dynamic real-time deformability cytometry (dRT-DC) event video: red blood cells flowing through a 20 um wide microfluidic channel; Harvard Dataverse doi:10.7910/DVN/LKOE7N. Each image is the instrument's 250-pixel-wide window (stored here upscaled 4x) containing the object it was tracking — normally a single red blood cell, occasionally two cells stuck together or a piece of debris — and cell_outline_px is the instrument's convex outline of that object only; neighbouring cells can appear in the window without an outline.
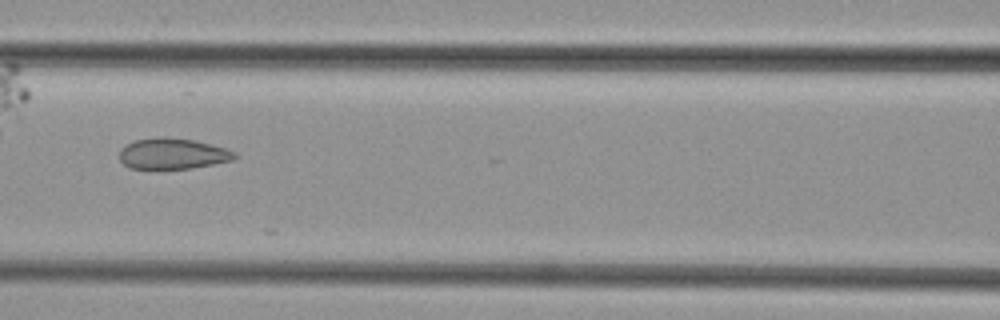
{"species": "common noctule bat (a hibernating species)", "species_latin": "Nyctalus noctula", "temperature_condition": "cold", "stored_images_in_passage": 25, "camera_frame_rate_fps": 3000, "um_per_image_px": 0.085, "animal": {"sex": "female", "body_mass_g": 29.2, "forearm_length_mm": 56.3}, "frame": {"image": 1, "passage_image": 7, "time_ms": 2.0, "image_size_px": [1000, 320], "cell_outline_px": [[236, 156], [232, 160], [192, 168], [128, 168], [120, 160], [120, 148], [136, 140], [160, 136], [164, 136], [196, 140], [228, 148], [236, 152]], "centroid_in_image_um": [14.69, 13.04], "position_along_channel_um": 151.9, "area_um2": 20.75}}
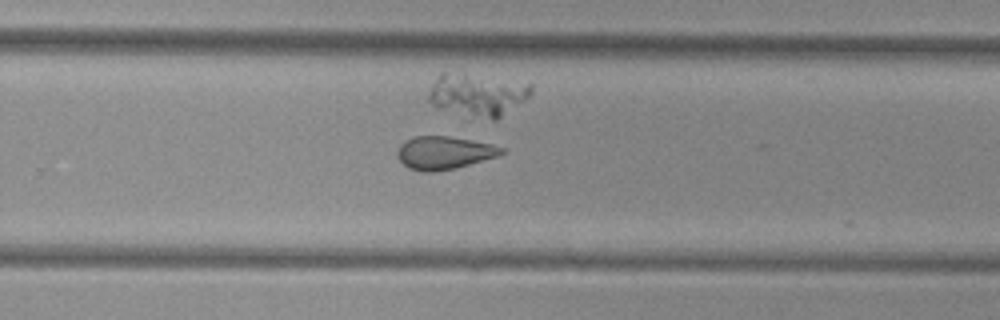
{"frame": {"image": 2, "passage_image": 17, "time_ms": 5.333, "image_size_px": [1000, 320], "cell_outline_px": [[508, 152], [496, 156], [456, 168], [432, 172], [420, 172], [408, 168], [396, 156], [396, 152], [400, 144], [404, 140], [412, 136], [448, 136], [492, 144], [508, 148]], "centroid_in_image_um": [37.74, 12.98], "position_along_channel_um": 292.1, "area_um2": 20.23}}
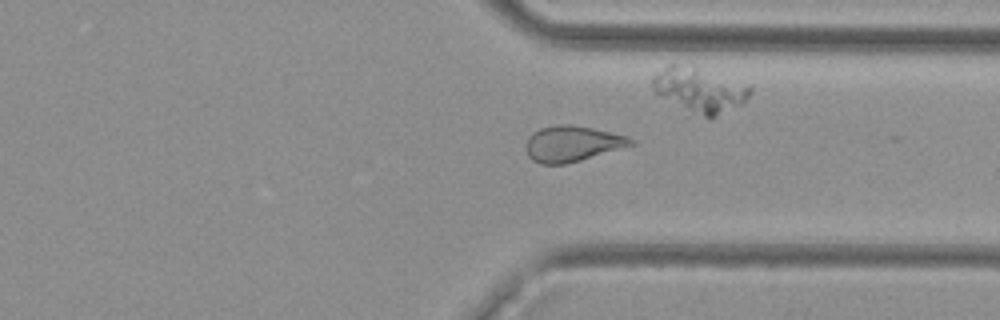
{"frame": {"image": 3, "passage_image": 22, "time_ms": 7.0, "image_size_px": [1000, 320], "cell_outline_px": [[636, 144], [580, 160], [564, 164], [540, 164], [532, 160], [528, 156], [524, 148], [528, 136], [532, 132], [540, 128], [560, 124], [572, 124], [592, 128], [624, 136], [632, 140]], "centroid_in_image_um": [48.56, 12.22], "position_along_channel_um": 362.8, "area_um2": 21.73}}